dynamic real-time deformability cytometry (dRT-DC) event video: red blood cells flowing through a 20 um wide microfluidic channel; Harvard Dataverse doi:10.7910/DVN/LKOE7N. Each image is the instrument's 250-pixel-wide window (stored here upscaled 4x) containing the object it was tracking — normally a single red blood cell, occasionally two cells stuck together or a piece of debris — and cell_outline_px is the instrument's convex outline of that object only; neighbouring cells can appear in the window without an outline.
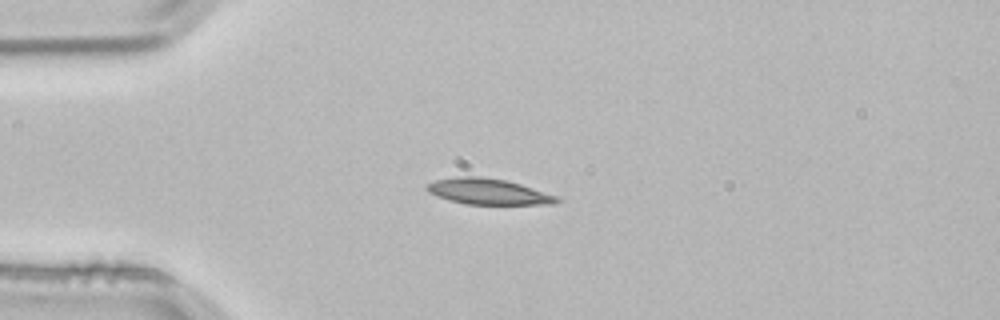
{"species": "common noctule bat (a hibernating species)", "species_latin": "Nyctalus noctula", "temperature_condition": "room temperature", "stored_images_in_passage": 2, "camera_frame_rate_fps": 3000, "um_per_image_px": 0.085, "animal": {"sex": "male", "body_mass_g": 21.5, "forearm_length_mm": 52.0}, "frame": {"image": 1, "passage_image": 1, "time_ms": 0.0, "image_size_px": [1000, 320], "cell_outline_px": [[560, 200], [556, 204], [464, 204], [448, 200], [436, 196], [428, 192], [424, 188], [428, 184], [436, 180], [456, 176], [480, 176], [504, 180], [520, 184], [556, 196]], "centroid_in_image_um": [41.44, 16.28], "position_along_channel_um": 43.6, "area_um2": 19.48}}